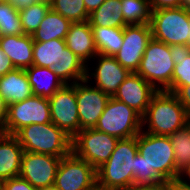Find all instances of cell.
Here are the masks:
<instances>
[{"mask_svg": "<svg viewBox=\"0 0 190 190\" xmlns=\"http://www.w3.org/2000/svg\"><path fill=\"white\" fill-rule=\"evenodd\" d=\"M3 133H4V132H3V127L0 126V137H1V135H2Z\"/></svg>", "mask_w": 190, "mask_h": 190, "instance_id": "46", "label": "cell"}, {"mask_svg": "<svg viewBox=\"0 0 190 190\" xmlns=\"http://www.w3.org/2000/svg\"><path fill=\"white\" fill-rule=\"evenodd\" d=\"M8 2L19 12L29 6H33L38 0H9Z\"/></svg>", "mask_w": 190, "mask_h": 190, "instance_id": "36", "label": "cell"}, {"mask_svg": "<svg viewBox=\"0 0 190 190\" xmlns=\"http://www.w3.org/2000/svg\"><path fill=\"white\" fill-rule=\"evenodd\" d=\"M91 27H115L124 28L121 0H105L103 4L94 10L89 16Z\"/></svg>", "mask_w": 190, "mask_h": 190, "instance_id": "24", "label": "cell"}, {"mask_svg": "<svg viewBox=\"0 0 190 190\" xmlns=\"http://www.w3.org/2000/svg\"><path fill=\"white\" fill-rule=\"evenodd\" d=\"M50 8L72 23L89 20L90 14L87 12L83 0H54Z\"/></svg>", "mask_w": 190, "mask_h": 190, "instance_id": "29", "label": "cell"}, {"mask_svg": "<svg viewBox=\"0 0 190 190\" xmlns=\"http://www.w3.org/2000/svg\"><path fill=\"white\" fill-rule=\"evenodd\" d=\"M92 190H106V189H103V188H100V187H98V186H96L94 189H92Z\"/></svg>", "mask_w": 190, "mask_h": 190, "instance_id": "45", "label": "cell"}, {"mask_svg": "<svg viewBox=\"0 0 190 190\" xmlns=\"http://www.w3.org/2000/svg\"><path fill=\"white\" fill-rule=\"evenodd\" d=\"M48 100L52 123L73 138L80 132L75 83L65 84Z\"/></svg>", "mask_w": 190, "mask_h": 190, "instance_id": "12", "label": "cell"}, {"mask_svg": "<svg viewBox=\"0 0 190 190\" xmlns=\"http://www.w3.org/2000/svg\"><path fill=\"white\" fill-rule=\"evenodd\" d=\"M142 128V116L112 96L95 125V129L118 139L137 136Z\"/></svg>", "mask_w": 190, "mask_h": 190, "instance_id": "8", "label": "cell"}, {"mask_svg": "<svg viewBox=\"0 0 190 190\" xmlns=\"http://www.w3.org/2000/svg\"><path fill=\"white\" fill-rule=\"evenodd\" d=\"M65 43L83 63L98 54L89 21L72 23L65 37ZM88 60V61H87Z\"/></svg>", "mask_w": 190, "mask_h": 190, "instance_id": "18", "label": "cell"}, {"mask_svg": "<svg viewBox=\"0 0 190 190\" xmlns=\"http://www.w3.org/2000/svg\"><path fill=\"white\" fill-rule=\"evenodd\" d=\"M176 48L152 38L144 51L137 74L157 91L167 90L172 83ZM162 84V86H161Z\"/></svg>", "mask_w": 190, "mask_h": 190, "instance_id": "7", "label": "cell"}, {"mask_svg": "<svg viewBox=\"0 0 190 190\" xmlns=\"http://www.w3.org/2000/svg\"><path fill=\"white\" fill-rule=\"evenodd\" d=\"M1 190H37L28 181L20 176L6 179L1 182Z\"/></svg>", "mask_w": 190, "mask_h": 190, "instance_id": "32", "label": "cell"}, {"mask_svg": "<svg viewBox=\"0 0 190 190\" xmlns=\"http://www.w3.org/2000/svg\"><path fill=\"white\" fill-rule=\"evenodd\" d=\"M151 10L183 6V0H149Z\"/></svg>", "mask_w": 190, "mask_h": 190, "instance_id": "33", "label": "cell"}, {"mask_svg": "<svg viewBox=\"0 0 190 190\" xmlns=\"http://www.w3.org/2000/svg\"><path fill=\"white\" fill-rule=\"evenodd\" d=\"M33 46L32 35L0 37V47L16 69L25 70L33 65Z\"/></svg>", "mask_w": 190, "mask_h": 190, "instance_id": "19", "label": "cell"}, {"mask_svg": "<svg viewBox=\"0 0 190 190\" xmlns=\"http://www.w3.org/2000/svg\"><path fill=\"white\" fill-rule=\"evenodd\" d=\"M98 65L95 67V72L89 73V67L87 65L86 80L90 81L93 78L96 80L95 87L99 88L102 92L113 96L118 90V87L124 82V80L130 75V71L124 68L116 60L114 56H106L97 54Z\"/></svg>", "mask_w": 190, "mask_h": 190, "instance_id": "17", "label": "cell"}, {"mask_svg": "<svg viewBox=\"0 0 190 190\" xmlns=\"http://www.w3.org/2000/svg\"><path fill=\"white\" fill-rule=\"evenodd\" d=\"M174 94L190 114V85L179 87Z\"/></svg>", "mask_w": 190, "mask_h": 190, "instance_id": "34", "label": "cell"}, {"mask_svg": "<svg viewBox=\"0 0 190 190\" xmlns=\"http://www.w3.org/2000/svg\"><path fill=\"white\" fill-rule=\"evenodd\" d=\"M23 34L19 12L9 2L0 1V37Z\"/></svg>", "mask_w": 190, "mask_h": 190, "instance_id": "30", "label": "cell"}, {"mask_svg": "<svg viewBox=\"0 0 190 190\" xmlns=\"http://www.w3.org/2000/svg\"><path fill=\"white\" fill-rule=\"evenodd\" d=\"M37 190H58L54 185L44 187V188H38Z\"/></svg>", "mask_w": 190, "mask_h": 190, "instance_id": "42", "label": "cell"}, {"mask_svg": "<svg viewBox=\"0 0 190 190\" xmlns=\"http://www.w3.org/2000/svg\"><path fill=\"white\" fill-rule=\"evenodd\" d=\"M152 38L176 49L190 48V9L165 8L152 11Z\"/></svg>", "mask_w": 190, "mask_h": 190, "instance_id": "6", "label": "cell"}, {"mask_svg": "<svg viewBox=\"0 0 190 190\" xmlns=\"http://www.w3.org/2000/svg\"><path fill=\"white\" fill-rule=\"evenodd\" d=\"M23 148L14 135L3 133L0 137V181L20 174Z\"/></svg>", "mask_w": 190, "mask_h": 190, "instance_id": "20", "label": "cell"}, {"mask_svg": "<svg viewBox=\"0 0 190 190\" xmlns=\"http://www.w3.org/2000/svg\"><path fill=\"white\" fill-rule=\"evenodd\" d=\"M38 2L46 3L51 6V4L54 2V0H38Z\"/></svg>", "mask_w": 190, "mask_h": 190, "instance_id": "44", "label": "cell"}, {"mask_svg": "<svg viewBox=\"0 0 190 190\" xmlns=\"http://www.w3.org/2000/svg\"><path fill=\"white\" fill-rule=\"evenodd\" d=\"M33 65L51 68L65 83L85 80L87 65L83 63L69 48L65 40L54 39L46 42H34Z\"/></svg>", "mask_w": 190, "mask_h": 190, "instance_id": "3", "label": "cell"}, {"mask_svg": "<svg viewBox=\"0 0 190 190\" xmlns=\"http://www.w3.org/2000/svg\"><path fill=\"white\" fill-rule=\"evenodd\" d=\"M138 153L134 164V186L169 185L179 181L174 150L169 136L154 135L142 130L137 135Z\"/></svg>", "mask_w": 190, "mask_h": 190, "instance_id": "1", "label": "cell"}, {"mask_svg": "<svg viewBox=\"0 0 190 190\" xmlns=\"http://www.w3.org/2000/svg\"><path fill=\"white\" fill-rule=\"evenodd\" d=\"M49 9L50 5L37 2L33 6H29L26 9L19 11L24 33L27 35H33Z\"/></svg>", "mask_w": 190, "mask_h": 190, "instance_id": "31", "label": "cell"}, {"mask_svg": "<svg viewBox=\"0 0 190 190\" xmlns=\"http://www.w3.org/2000/svg\"><path fill=\"white\" fill-rule=\"evenodd\" d=\"M7 104L3 100V98L0 96V126L3 127L5 117L7 115Z\"/></svg>", "mask_w": 190, "mask_h": 190, "instance_id": "39", "label": "cell"}, {"mask_svg": "<svg viewBox=\"0 0 190 190\" xmlns=\"http://www.w3.org/2000/svg\"><path fill=\"white\" fill-rule=\"evenodd\" d=\"M189 115L174 93L161 90L152 96L142 126L148 124L147 133L169 136L188 124Z\"/></svg>", "mask_w": 190, "mask_h": 190, "instance_id": "4", "label": "cell"}, {"mask_svg": "<svg viewBox=\"0 0 190 190\" xmlns=\"http://www.w3.org/2000/svg\"><path fill=\"white\" fill-rule=\"evenodd\" d=\"M14 69L15 67L11 60L3 53L2 48L0 47V77Z\"/></svg>", "mask_w": 190, "mask_h": 190, "instance_id": "35", "label": "cell"}, {"mask_svg": "<svg viewBox=\"0 0 190 190\" xmlns=\"http://www.w3.org/2000/svg\"><path fill=\"white\" fill-rule=\"evenodd\" d=\"M183 7L190 9V0H183Z\"/></svg>", "mask_w": 190, "mask_h": 190, "instance_id": "43", "label": "cell"}, {"mask_svg": "<svg viewBox=\"0 0 190 190\" xmlns=\"http://www.w3.org/2000/svg\"><path fill=\"white\" fill-rule=\"evenodd\" d=\"M156 92L157 90L139 74L131 72L112 97L143 116Z\"/></svg>", "mask_w": 190, "mask_h": 190, "instance_id": "16", "label": "cell"}, {"mask_svg": "<svg viewBox=\"0 0 190 190\" xmlns=\"http://www.w3.org/2000/svg\"><path fill=\"white\" fill-rule=\"evenodd\" d=\"M87 83L89 81L86 79L75 83L80 131L95 128L111 98L107 93Z\"/></svg>", "mask_w": 190, "mask_h": 190, "instance_id": "15", "label": "cell"}, {"mask_svg": "<svg viewBox=\"0 0 190 190\" xmlns=\"http://www.w3.org/2000/svg\"><path fill=\"white\" fill-rule=\"evenodd\" d=\"M176 169L181 173L190 166V124L169 135Z\"/></svg>", "mask_w": 190, "mask_h": 190, "instance_id": "26", "label": "cell"}, {"mask_svg": "<svg viewBox=\"0 0 190 190\" xmlns=\"http://www.w3.org/2000/svg\"><path fill=\"white\" fill-rule=\"evenodd\" d=\"M25 71L33 95L50 98L65 85L51 68L32 65Z\"/></svg>", "mask_w": 190, "mask_h": 190, "instance_id": "22", "label": "cell"}, {"mask_svg": "<svg viewBox=\"0 0 190 190\" xmlns=\"http://www.w3.org/2000/svg\"><path fill=\"white\" fill-rule=\"evenodd\" d=\"M118 140L95 128L81 130L72 138V152L97 169L109 159Z\"/></svg>", "mask_w": 190, "mask_h": 190, "instance_id": "10", "label": "cell"}, {"mask_svg": "<svg viewBox=\"0 0 190 190\" xmlns=\"http://www.w3.org/2000/svg\"><path fill=\"white\" fill-rule=\"evenodd\" d=\"M175 68L171 86L166 90L174 93L179 87L190 85V48L177 49L173 55Z\"/></svg>", "mask_w": 190, "mask_h": 190, "instance_id": "27", "label": "cell"}, {"mask_svg": "<svg viewBox=\"0 0 190 190\" xmlns=\"http://www.w3.org/2000/svg\"><path fill=\"white\" fill-rule=\"evenodd\" d=\"M137 136L119 139L109 159L96 169L97 186L106 190H129L134 186Z\"/></svg>", "mask_w": 190, "mask_h": 190, "instance_id": "2", "label": "cell"}, {"mask_svg": "<svg viewBox=\"0 0 190 190\" xmlns=\"http://www.w3.org/2000/svg\"><path fill=\"white\" fill-rule=\"evenodd\" d=\"M50 122L52 121L48 98L32 95L23 101L8 105L3 132L14 135L27 125Z\"/></svg>", "mask_w": 190, "mask_h": 190, "instance_id": "9", "label": "cell"}, {"mask_svg": "<svg viewBox=\"0 0 190 190\" xmlns=\"http://www.w3.org/2000/svg\"><path fill=\"white\" fill-rule=\"evenodd\" d=\"M121 5L127 25L150 23L152 10L149 0H121Z\"/></svg>", "mask_w": 190, "mask_h": 190, "instance_id": "28", "label": "cell"}, {"mask_svg": "<svg viewBox=\"0 0 190 190\" xmlns=\"http://www.w3.org/2000/svg\"><path fill=\"white\" fill-rule=\"evenodd\" d=\"M32 88L24 69H14L0 77V96L8 105L32 96Z\"/></svg>", "mask_w": 190, "mask_h": 190, "instance_id": "21", "label": "cell"}, {"mask_svg": "<svg viewBox=\"0 0 190 190\" xmlns=\"http://www.w3.org/2000/svg\"><path fill=\"white\" fill-rule=\"evenodd\" d=\"M183 174H184L185 176H187V178L190 179V166H188L183 172H181V176H180V178H179V182H180L184 187L190 189V184H189V182H187V180H186L185 178H182V177H185V176H183ZM183 179H185V181H184Z\"/></svg>", "mask_w": 190, "mask_h": 190, "instance_id": "40", "label": "cell"}, {"mask_svg": "<svg viewBox=\"0 0 190 190\" xmlns=\"http://www.w3.org/2000/svg\"><path fill=\"white\" fill-rule=\"evenodd\" d=\"M14 136L24 151L65 157L72 152V138L54 123L31 124Z\"/></svg>", "mask_w": 190, "mask_h": 190, "instance_id": "5", "label": "cell"}, {"mask_svg": "<svg viewBox=\"0 0 190 190\" xmlns=\"http://www.w3.org/2000/svg\"><path fill=\"white\" fill-rule=\"evenodd\" d=\"M85 3V8L89 14L94 10L98 9L105 0H83Z\"/></svg>", "mask_w": 190, "mask_h": 190, "instance_id": "37", "label": "cell"}, {"mask_svg": "<svg viewBox=\"0 0 190 190\" xmlns=\"http://www.w3.org/2000/svg\"><path fill=\"white\" fill-rule=\"evenodd\" d=\"M54 186L58 190H92L97 186L96 169L71 152L60 160Z\"/></svg>", "mask_w": 190, "mask_h": 190, "instance_id": "11", "label": "cell"}, {"mask_svg": "<svg viewBox=\"0 0 190 190\" xmlns=\"http://www.w3.org/2000/svg\"><path fill=\"white\" fill-rule=\"evenodd\" d=\"M71 24V21L50 8L38 29L32 35L33 41L46 42L54 39L65 40Z\"/></svg>", "mask_w": 190, "mask_h": 190, "instance_id": "23", "label": "cell"}, {"mask_svg": "<svg viewBox=\"0 0 190 190\" xmlns=\"http://www.w3.org/2000/svg\"><path fill=\"white\" fill-rule=\"evenodd\" d=\"M98 54L115 56L123 45L124 28L91 27Z\"/></svg>", "mask_w": 190, "mask_h": 190, "instance_id": "25", "label": "cell"}, {"mask_svg": "<svg viewBox=\"0 0 190 190\" xmlns=\"http://www.w3.org/2000/svg\"><path fill=\"white\" fill-rule=\"evenodd\" d=\"M169 185H144V186H133L129 190H168Z\"/></svg>", "mask_w": 190, "mask_h": 190, "instance_id": "38", "label": "cell"}, {"mask_svg": "<svg viewBox=\"0 0 190 190\" xmlns=\"http://www.w3.org/2000/svg\"><path fill=\"white\" fill-rule=\"evenodd\" d=\"M152 39L150 24H134L124 27L123 45L114 56L124 68L137 72L144 51Z\"/></svg>", "mask_w": 190, "mask_h": 190, "instance_id": "14", "label": "cell"}, {"mask_svg": "<svg viewBox=\"0 0 190 190\" xmlns=\"http://www.w3.org/2000/svg\"><path fill=\"white\" fill-rule=\"evenodd\" d=\"M168 190H190L186 187H184L179 181L169 183V189Z\"/></svg>", "mask_w": 190, "mask_h": 190, "instance_id": "41", "label": "cell"}, {"mask_svg": "<svg viewBox=\"0 0 190 190\" xmlns=\"http://www.w3.org/2000/svg\"><path fill=\"white\" fill-rule=\"evenodd\" d=\"M61 159L53 155L24 151L19 176L36 189L52 186Z\"/></svg>", "mask_w": 190, "mask_h": 190, "instance_id": "13", "label": "cell"}]
</instances>
